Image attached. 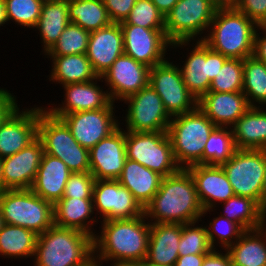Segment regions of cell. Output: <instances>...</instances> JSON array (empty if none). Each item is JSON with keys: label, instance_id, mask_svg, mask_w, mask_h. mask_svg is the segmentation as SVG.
<instances>
[{"label": "cell", "instance_id": "8d00e7d4", "mask_svg": "<svg viewBox=\"0 0 266 266\" xmlns=\"http://www.w3.org/2000/svg\"><path fill=\"white\" fill-rule=\"evenodd\" d=\"M236 150L233 132L225 130L224 127H216L204 146L203 164L221 166Z\"/></svg>", "mask_w": 266, "mask_h": 266}, {"label": "cell", "instance_id": "44dd1931", "mask_svg": "<svg viewBox=\"0 0 266 266\" xmlns=\"http://www.w3.org/2000/svg\"><path fill=\"white\" fill-rule=\"evenodd\" d=\"M123 54V34L120 23L111 22L108 26L90 33L86 56L98 76L101 77Z\"/></svg>", "mask_w": 266, "mask_h": 266}, {"label": "cell", "instance_id": "5b68a950", "mask_svg": "<svg viewBox=\"0 0 266 266\" xmlns=\"http://www.w3.org/2000/svg\"><path fill=\"white\" fill-rule=\"evenodd\" d=\"M175 117V120L170 121L167 133L177 165L185 169L203 164L204 146L217 126L198 106L193 111ZM180 163H187L188 166H180Z\"/></svg>", "mask_w": 266, "mask_h": 266}, {"label": "cell", "instance_id": "91938a15", "mask_svg": "<svg viewBox=\"0 0 266 266\" xmlns=\"http://www.w3.org/2000/svg\"><path fill=\"white\" fill-rule=\"evenodd\" d=\"M4 224L5 223H4V220H3V216H2L1 211H0V231L2 230V227H3Z\"/></svg>", "mask_w": 266, "mask_h": 266}, {"label": "cell", "instance_id": "d6a6232c", "mask_svg": "<svg viewBox=\"0 0 266 266\" xmlns=\"http://www.w3.org/2000/svg\"><path fill=\"white\" fill-rule=\"evenodd\" d=\"M68 13L70 22L90 32L111 23L103 0H68Z\"/></svg>", "mask_w": 266, "mask_h": 266}, {"label": "cell", "instance_id": "ffe728a7", "mask_svg": "<svg viewBox=\"0 0 266 266\" xmlns=\"http://www.w3.org/2000/svg\"><path fill=\"white\" fill-rule=\"evenodd\" d=\"M18 108L0 125V158L21 151L37 138L40 109L18 112Z\"/></svg>", "mask_w": 266, "mask_h": 266}, {"label": "cell", "instance_id": "bcb514c9", "mask_svg": "<svg viewBox=\"0 0 266 266\" xmlns=\"http://www.w3.org/2000/svg\"><path fill=\"white\" fill-rule=\"evenodd\" d=\"M111 22L120 23L129 16L137 0H103Z\"/></svg>", "mask_w": 266, "mask_h": 266}, {"label": "cell", "instance_id": "f5cc1de1", "mask_svg": "<svg viewBox=\"0 0 266 266\" xmlns=\"http://www.w3.org/2000/svg\"><path fill=\"white\" fill-rule=\"evenodd\" d=\"M260 208L266 213V150H265V177L260 197Z\"/></svg>", "mask_w": 266, "mask_h": 266}, {"label": "cell", "instance_id": "ba28073f", "mask_svg": "<svg viewBox=\"0 0 266 266\" xmlns=\"http://www.w3.org/2000/svg\"><path fill=\"white\" fill-rule=\"evenodd\" d=\"M127 158L137 161L163 177L177 173V165L172 143L167 131L126 132Z\"/></svg>", "mask_w": 266, "mask_h": 266}, {"label": "cell", "instance_id": "c3c4849f", "mask_svg": "<svg viewBox=\"0 0 266 266\" xmlns=\"http://www.w3.org/2000/svg\"><path fill=\"white\" fill-rule=\"evenodd\" d=\"M202 266H232V261L228 252L222 255L212 249L205 255Z\"/></svg>", "mask_w": 266, "mask_h": 266}, {"label": "cell", "instance_id": "b9f144b4", "mask_svg": "<svg viewBox=\"0 0 266 266\" xmlns=\"http://www.w3.org/2000/svg\"><path fill=\"white\" fill-rule=\"evenodd\" d=\"M44 1L4 0L7 21L12 19L21 25L36 27Z\"/></svg>", "mask_w": 266, "mask_h": 266}, {"label": "cell", "instance_id": "e0dca14e", "mask_svg": "<svg viewBox=\"0 0 266 266\" xmlns=\"http://www.w3.org/2000/svg\"><path fill=\"white\" fill-rule=\"evenodd\" d=\"M90 173L97 180H117L127 160L126 132L119 127L89 150Z\"/></svg>", "mask_w": 266, "mask_h": 266}, {"label": "cell", "instance_id": "3957f363", "mask_svg": "<svg viewBox=\"0 0 266 266\" xmlns=\"http://www.w3.org/2000/svg\"><path fill=\"white\" fill-rule=\"evenodd\" d=\"M144 216L104 221L100 239L93 237V252L101 249V260L144 261L150 237V225L143 221Z\"/></svg>", "mask_w": 266, "mask_h": 266}, {"label": "cell", "instance_id": "6f0895ef", "mask_svg": "<svg viewBox=\"0 0 266 266\" xmlns=\"http://www.w3.org/2000/svg\"><path fill=\"white\" fill-rule=\"evenodd\" d=\"M2 158H0V192L4 191V184L2 179Z\"/></svg>", "mask_w": 266, "mask_h": 266}, {"label": "cell", "instance_id": "f1b7e54d", "mask_svg": "<svg viewBox=\"0 0 266 266\" xmlns=\"http://www.w3.org/2000/svg\"><path fill=\"white\" fill-rule=\"evenodd\" d=\"M69 23L68 0H45L43 2L36 27L41 32L45 52H48L58 41Z\"/></svg>", "mask_w": 266, "mask_h": 266}, {"label": "cell", "instance_id": "816d5d0a", "mask_svg": "<svg viewBox=\"0 0 266 266\" xmlns=\"http://www.w3.org/2000/svg\"><path fill=\"white\" fill-rule=\"evenodd\" d=\"M157 9L164 15V17L167 15V13L174 7V5L179 0H151Z\"/></svg>", "mask_w": 266, "mask_h": 266}, {"label": "cell", "instance_id": "277c9868", "mask_svg": "<svg viewBox=\"0 0 266 266\" xmlns=\"http://www.w3.org/2000/svg\"><path fill=\"white\" fill-rule=\"evenodd\" d=\"M211 24L212 34L202 40L211 50L230 59L253 55L257 24L245 14L233 6L217 8Z\"/></svg>", "mask_w": 266, "mask_h": 266}, {"label": "cell", "instance_id": "9c48e42d", "mask_svg": "<svg viewBox=\"0 0 266 266\" xmlns=\"http://www.w3.org/2000/svg\"><path fill=\"white\" fill-rule=\"evenodd\" d=\"M218 7L210 0H179L165 16V36L182 45L210 26Z\"/></svg>", "mask_w": 266, "mask_h": 266}, {"label": "cell", "instance_id": "8992f818", "mask_svg": "<svg viewBox=\"0 0 266 266\" xmlns=\"http://www.w3.org/2000/svg\"><path fill=\"white\" fill-rule=\"evenodd\" d=\"M0 211L5 224L27 228L37 235L54 225L53 204L31 189L0 192Z\"/></svg>", "mask_w": 266, "mask_h": 266}, {"label": "cell", "instance_id": "60d3db41", "mask_svg": "<svg viewBox=\"0 0 266 266\" xmlns=\"http://www.w3.org/2000/svg\"><path fill=\"white\" fill-rule=\"evenodd\" d=\"M120 24H132L146 29H165V17L151 0H137L129 16Z\"/></svg>", "mask_w": 266, "mask_h": 266}, {"label": "cell", "instance_id": "d6986e66", "mask_svg": "<svg viewBox=\"0 0 266 266\" xmlns=\"http://www.w3.org/2000/svg\"><path fill=\"white\" fill-rule=\"evenodd\" d=\"M150 67L125 54L119 56L101 76L107 79L111 92L107 93L113 102L126 99L149 84ZM118 97V98H117Z\"/></svg>", "mask_w": 266, "mask_h": 266}, {"label": "cell", "instance_id": "83f0119b", "mask_svg": "<svg viewBox=\"0 0 266 266\" xmlns=\"http://www.w3.org/2000/svg\"><path fill=\"white\" fill-rule=\"evenodd\" d=\"M232 127L237 149L266 150V111L250 107Z\"/></svg>", "mask_w": 266, "mask_h": 266}, {"label": "cell", "instance_id": "f6af8a7d", "mask_svg": "<svg viewBox=\"0 0 266 266\" xmlns=\"http://www.w3.org/2000/svg\"><path fill=\"white\" fill-rule=\"evenodd\" d=\"M220 217L215 218L214 222L213 223L210 222V224L213 226L212 230L214 231V233H216L219 237H221L220 238L221 243L227 249L232 244L230 239L233 237V235L236 236V239L237 238L239 239L244 230L236 222H233L222 215ZM223 221L227 223V224L225 223L227 227L220 229L221 227H224L222 224L224 223Z\"/></svg>", "mask_w": 266, "mask_h": 266}, {"label": "cell", "instance_id": "4316f807", "mask_svg": "<svg viewBox=\"0 0 266 266\" xmlns=\"http://www.w3.org/2000/svg\"><path fill=\"white\" fill-rule=\"evenodd\" d=\"M64 87L67 101L65 107L49 111L58 118L73 112L102 109L111 102L109 95L103 93L92 81L67 84Z\"/></svg>", "mask_w": 266, "mask_h": 266}, {"label": "cell", "instance_id": "52a82bcc", "mask_svg": "<svg viewBox=\"0 0 266 266\" xmlns=\"http://www.w3.org/2000/svg\"><path fill=\"white\" fill-rule=\"evenodd\" d=\"M37 138L44 153L61 159L72 173L90 172L89 150L82 147L66 123L40 108Z\"/></svg>", "mask_w": 266, "mask_h": 266}, {"label": "cell", "instance_id": "680465c9", "mask_svg": "<svg viewBox=\"0 0 266 266\" xmlns=\"http://www.w3.org/2000/svg\"><path fill=\"white\" fill-rule=\"evenodd\" d=\"M260 29H263L264 31H266V15L263 18V20L257 25Z\"/></svg>", "mask_w": 266, "mask_h": 266}, {"label": "cell", "instance_id": "7402d4cb", "mask_svg": "<svg viewBox=\"0 0 266 266\" xmlns=\"http://www.w3.org/2000/svg\"><path fill=\"white\" fill-rule=\"evenodd\" d=\"M185 169L193 178L204 213L213 207L212 200L226 202L235 195L221 166L197 164Z\"/></svg>", "mask_w": 266, "mask_h": 266}, {"label": "cell", "instance_id": "db71d44e", "mask_svg": "<svg viewBox=\"0 0 266 266\" xmlns=\"http://www.w3.org/2000/svg\"><path fill=\"white\" fill-rule=\"evenodd\" d=\"M113 266V265H112ZM114 266H149L144 261H117L114 263Z\"/></svg>", "mask_w": 266, "mask_h": 266}, {"label": "cell", "instance_id": "ee69618b", "mask_svg": "<svg viewBox=\"0 0 266 266\" xmlns=\"http://www.w3.org/2000/svg\"><path fill=\"white\" fill-rule=\"evenodd\" d=\"M232 6L257 25L266 15V0H233Z\"/></svg>", "mask_w": 266, "mask_h": 266}, {"label": "cell", "instance_id": "30bf717a", "mask_svg": "<svg viewBox=\"0 0 266 266\" xmlns=\"http://www.w3.org/2000/svg\"><path fill=\"white\" fill-rule=\"evenodd\" d=\"M221 167L235 195L251 198L260 206L265 177V150L237 149Z\"/></svg>", "mask_w": 266, "mask_h": 266}, {"label": "cell", "instance_id": "1f68e13d", "mask_svg": "<svg viewBox=\"0 0 266 266\" xmlns=\"http://www.w3.org/2000/svg\"><path fill=\"white\" fill-rule=\"evenodd\" d=\"M51 57L54 59L51 78L59 83L67 85L102 78L94 72L86 54L51 55Z\"/></svg>", "mask_w": 266, "mask_h": 266}, {"label": "cell", "instance_id": "9f6ffc18", "mask_svg": "<svg viewBox=\"0 0 266 266\" xmlns=\"http://www.w3.org/2000/svg\"><path fill=\"white\" fill-rule=\"evenodd\" d=\"M7 21L4 0H0V25Z\"/></svg>", "mask_w": 266, "mask_h": 266}, {"label": "cell", "instance_id": "94428289", "mask_svg": "<svg viewBox=\"0 0 266 266\" xmlns=\"http://www.w3.org/2000/svg\"><path fill=\"white\" fill-rule=\"evenodd\" d=\"M91 266H98L97 262L95 261V259H94V263ZM99 266H100V264H99Z\"/></svg>", "mask_w": 266, "mask_h": 266}, {"label": "cell", "instance_id": "d590c367", "mask_svg": "<svg viewBox=\"0 0 266 266\" xmlns=\"http://www.w3.org/2000/svg\"><path fill=\"white\" fill-rule=\"evenodd\" d=\"M243 94L251 107H255L251 100L266 103V63L255 56H249L243 60Z\"/></svg>", "mask_w": 266, "mask_h": 266}, {"label": "cell", "instance_id": "9a60e30c", "mask_svg": "<svg viewBox=\"0 0 266 266\" xmlns=\"http://www.w3.org/2000/svg\"><path fill=\"white\" fill-rule=\"evenodd\" d=\"M113 109L111 101L105 108L73 112L62 116L61 119L77 142L90 150L118 128V124L113 119Z\"/></svg>", "mask_w": 266, "mask_h": 266}, {"label": "cell", "instance_id": "7a4b0ae2", "mask_svg": "<svg viewBox=\"0 0 266 266\" xmlns=\"http://www.w3.org/2000/svg\"><path fill=\"white\" fill-rule=\"evenodd\" d=\"M93 253L92 236L53 225L37 237L35 266H91Z\"/></svg>", "mask_w": 266, "mask_h": 266}, {"label": "cell", "instance_id": "d4e9b609", "mask_svg": "<svg viewBox=\"0 0 266 266\" xmlns=\"http://www.w3.org/2000/svg\"><path fill=\"white\" fill-rule=\"evenodd\" d=\"M71 173L68 166L61 159L43 153L30 189L36 195L54 205L63 197L65 185Z\"/></svg>", "mask_w": 266, "mask_h": 266}, {"label": "cell", "instance_id": "7bdbcfd3", "mask_svg": "<svg viewBox=\"0 0 266 266\" xmlns=\"http://www.w3.org/2000/svg\"><path fill=\"white\" fill-rule=\"evenodd\" d=\"M95 178L90 172L71 173L62 198L93 199Z\"/></svg>", "mask_w": 266, "mask_h": 266}, {"label": "cell", "instance_id": "5bb4252c", "mask_svg": "<svg viewBox=\"0 0 266 266\" xmlns=\"http://www.w3.org/2000/svg\"><path fill=\"white\" fill-rule=\"evenodd\" d=\"M92 198L103 213V221L133 219L144 214V208L118 180L95 179Z\"/></svg>", "mask_w": 266, "mask_h": 266}, {"label": "cell", "instance_id": "4dcf8cb0", "mask_svg": "<svg viewBox=\"0 0 266 266\" xmlns=\"http://www.w3.org/2000/svg\"><path fill=\"white\" fill-rule=\"evenodd\" d=\"M262 226L255 230H245L236 244H231L227 249L231 257L232 266H266V244L259 237L263 235ZM257 234L251 236L250 233ZM249 233V234H248Z\"/></svg>", "mask_w": 266, "mask_h": 266}, {"label": "cell", "instance_id": "e575fe53", "mask_svg": "<svg viewBox=\"0 0 266 266\" xmlns=\"http://www.w3.org/2000/svg\"><path fill=\"white\" fill-rule=\"evenodd\" d=\"M37 237L27 228L4 224L0 231V253L5 256H33Z\"/></svg>", "mask_w": 266, "mask_h": 266}, {"label": "cell", "instance_id": "ac0fdd59", "mask_svg": "<svg viewBox=\"0 0 266 266\" xmlns=\"http://www.w3.org/2000/svg\"><path fill=\"white\" fill-rule=\"evenodd\" d=\"M44 150L36 138L14 155L2 158L4 190L30 189L41 163Z\"/></svg>", "mask_w": 266, "mask_h": 266}, {"label": "cell", "instance_id": "f907efd6", "mask_svg": "<svg viewBox=\"0 0 266 266\" xmlns=\"http://www.w3.org/2000/svg\"><path fill=\"white\" fill-rule=\"evenodd\" d=\"M257 35L258 33L255 34L253 56H255L258 60L266 63V36L261 39Z\"/></svg>", "mask_w": 266, "mask_h": 266}, {"label": "cell", "instance_id": "f546056e", "mask_svg": "<svg viewBox=\"0 0 266 266\" xmlns=\"http://www.w3.org/2000/svg\"><path fill=\"white\" fill-rule=\"evenodd\" d=\"M94 206L93 199L61 198L53 205L54 225L61 228H74L94 237L87 224H84V221L89 219Z\"/></svg>", "mask_w": 266, "mask_h": 266}, {"label": "cell", "instance_id": "681fc988", "mask_svg": "<svg viewBox=\"0 0 266 266\" xmlns=\"http://www.w3.org/2000/svg\"><path fill=\"white\" fill-rule=\"evenodd\" d=\"M206 254H195L187 256H179L175 265L176 266H202L203 259Z\"/></svg>", "mask_w": 266, "mask_h": 266}, {"label": "cell", "instance_id": "4fadbf2b", "mask_svg": "<svg viewBox=\"0 0 266 266\" xmlns=\"http://www.w3.org/2000/svg\"><path fill=\"white\" fill-rule=\"evenodd\" d=\"M227 59L221 53L211 50L202 40L197 42L180 70L186 88L197 101L209 91L211 81Z\"/></svg>", "mask_w": 266, "mask_h": 266}, {"label": "cell", "instance_id": "603a6c76", "mask_svg": "<svg viewBox=\"0 0 266 266\" xmlns=\"http://www.w3.org/2000/svg\"><path fill=\"white\" fill-rule=\"evenodd\" d=\"M197 106L217 127L235 124L251 107L243 92H207Z\"/></svg>", "mask_w": 266, "mask_h": 266}, {"label": "cell", "instance_id": "cb8c5ba5", "mask_svg": "<svg viewBox=\"0 0 266 266\" xmlns=\"http://www.w3.org/2000/svg\"><path fill=\"white\" fill-rule=\"evenodd\" d=\"M182 224H150L148 250L144 262L149 266L175 264L179 257Z\"/></svg>", "mask_w": 266, "mask_h": 266}, {"label": "cell", "instance_id": "8fae6325", "mask_svg": "<svg viewBox=\"0 0 266 266\" xmlns=\"http://www.w3.org/2000/svg\"><path fill=\"white\" fill-rule=\"evenodd\" d=\"M149 84L162 99L169 116L181 115L197 107L198 101L186 88L180 69L166 60L150 68ZM191 104L192 108L189 107Z\"/></svg>", "mask_w": 266, "mask_h": 266}, {"label": "cell", "instance_id": "ab89813d", "mask_svg": "<svg viewBox=\"0 0 266 266\" xmlns=\"http://www.w3.org/2000/svg\"><path fill=\"white\" fill-rule=\"evenodd\" d=\"M242 89L243 59L228 58L211 81L208 92H242Z\"/></svg>", "mask_w": 266, "mask_h": 266}, {"label": "cell", "instance_id": "6da1fadb", "mask_svg": "<svg viewBox=\"0 0 266 266\" xmlns=\"http://www.w3.org/2000/svg\"><path fill=\"white\" fill-rule=\"evenodd\" d=\"M195 183L186 169L162 178L159 190L145 206L144 215L155 223H196L204 214Z\"/></svg>", "mask_w": 266, "mask_h": 266}, {"label": "cell", "instance_id": "6125c7cd", "mask_svg": "<svg viewBox=\"0 0 266 266\" xmlns=\"http://www.w3.org/2000/svg\"><path fill=\"white\" fill-rule=\"evenodd\" d=\"M160 266H176L175 264H171V265H160Z\"/></svg>", "mask_w": 266, "mask_h": 266}, {"label": "cell", "instance_id": "11a10c76", "mask_svg": "<svg viewBox=\"0 0 266 266\" xmlns=\"http://www.w3.org/2000/svg\"><path fill=\"white\" fill-rule=\"evenodd\" d=\"M214 3L218 8L221 7H230L233 5V0H210Z\"/></svg>", "mask_w": 266, "mask_h": 266}, {"label": "cell", "instance_id": "484cf974", "mask_svg": "<svg viewBox=\"0 0 266 266\" xmlns=\"http://www.w3.org/2000/svg\"><path fill=\"white\" fill-rule=\"evenodd\" d=\"M162 178L159 173L127 158L117 180L129 189L139 204L145 208L159 190Z\"/></svg>", "mask_w": 266, "mask_h": 266}, {"label": "cell", "instance_id": "7c38bea8", "mask_svg": "<svg viewBox=\"0 0 266 266\" xmlns=\"http://www.w3.org/2000/svg\"><path fill=\"white\" fill-rule=\"evenodd\" d=\"M126 100L130 103L126 118L128 131H168L170 116L163 106L162 99L150 84L127 97Z\"/></svg>", "mask_w": 266, "mask_h": 266}, {"label": "cell", "instance_id": "7dc6e473", "mask_svg": "<svg viewBox=\"0 0 266 266\" xmlns=\"http://www.w3.org/2000/svg\"><path fill=\"white\" fill-rule=\"evenodd\" d=\"M14 97L6 90L0 89V125L17 109Z\"/></svg>", "mask_w": 266, "mask_h": 266}, {"label": "cell", "instance_id": "836d02e7", "mask_svg": "<svg viewBox=\"0 0 266 266\" xmlns=\"http://www.w3.org/2000/svg\"><path fill=\"white\" fill-rule=\"evenodd\" d=\"M224 203L228 215L226 218L236 222L244 231L255 230L262 226L266 213L255 200L234 195Z\"/></svg>", "mask_w": 266, "mask_h": 266}, {"label": "cell", "instance_id": "f35d334b", "mask_svg": "<svg viewBox=\"0 0 266 266\" xmlns=\"http://www.w3.org/2000/svg\"><path fill=\"white\" fill-rule=\"evenodd\" d=\"M90 31L70 22L60 35L58 41L47 52L49 55L86 54Z\"/></svg>", "mask_w": 266, "mask_h": 266}, {"label": "cell", "instance_id": "74e56055", "mask_svg": "<svg viewBox=\"0 0 266 266\" xmlns=\"http://www.w3.org/2000/svg\"><path fill=\"white\" fill-rule=\"evenodd\" d=\"M192 223L182 224L179 243V256L208 254L214 248L215 237L209 228L195 227Z\"/></svg>", "mask_w": 266, "mask_h": 266}, {"label": "cell", "instance_id": "2e32d148", "mask_svg": "<svg viewBox=\"0 0 266 266\" xmlns=\"http://www.w3.org/2000/svg\"><path fill=\"white\" fill-rule=\"evenodd\" d=\"M124 54L152 68L164 62L165 47L171 42L165 29H146L132 24H120Z\"/></svg>", "mask_w": 266, "mask_h": 266}]
</instances>
